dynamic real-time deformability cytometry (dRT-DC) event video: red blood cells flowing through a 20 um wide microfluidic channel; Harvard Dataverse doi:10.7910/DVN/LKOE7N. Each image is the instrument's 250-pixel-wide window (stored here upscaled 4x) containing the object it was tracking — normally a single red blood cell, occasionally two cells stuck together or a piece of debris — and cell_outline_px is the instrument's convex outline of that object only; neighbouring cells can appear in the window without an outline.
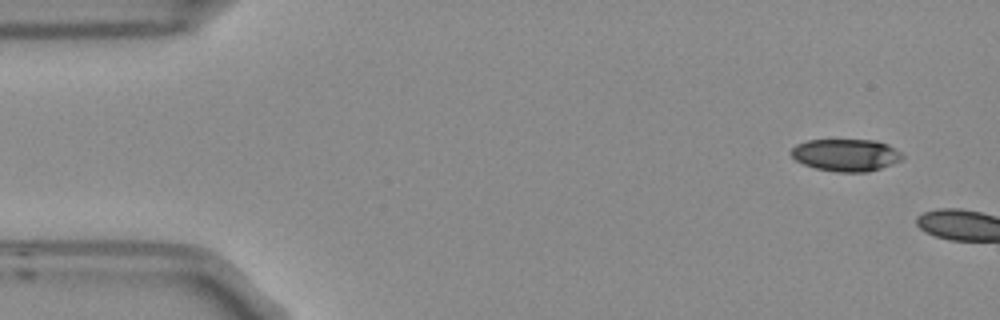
{"species": "Egyptian fruit bat (a non-hibernating species)", "species_latin": "Rousettus aegyptiacus", "temperature_condition": "room temperature", "stored_images_in_passage": 2, "camera_frame_rate_fps": 3000, "um_per_image_px": 0.085, "frame": {"image": 1, "passage_image": 1, "time_ms": 0.0, "image_size_px": [1000, 320], "cell_outline_px": [[904, 156], [900, 160], [892, 164], [868, 172], [836, 172], [816, 168], [804, 164], [796, 160], [792, 156], [792, 148], [796, 144], [808, 140], [876, 140], [888, 144], [900, 152]], "centroid_in_image_um": [71.91, 13.17], "position_along_channel_um": 13.1, "area_um2": 20.81}}